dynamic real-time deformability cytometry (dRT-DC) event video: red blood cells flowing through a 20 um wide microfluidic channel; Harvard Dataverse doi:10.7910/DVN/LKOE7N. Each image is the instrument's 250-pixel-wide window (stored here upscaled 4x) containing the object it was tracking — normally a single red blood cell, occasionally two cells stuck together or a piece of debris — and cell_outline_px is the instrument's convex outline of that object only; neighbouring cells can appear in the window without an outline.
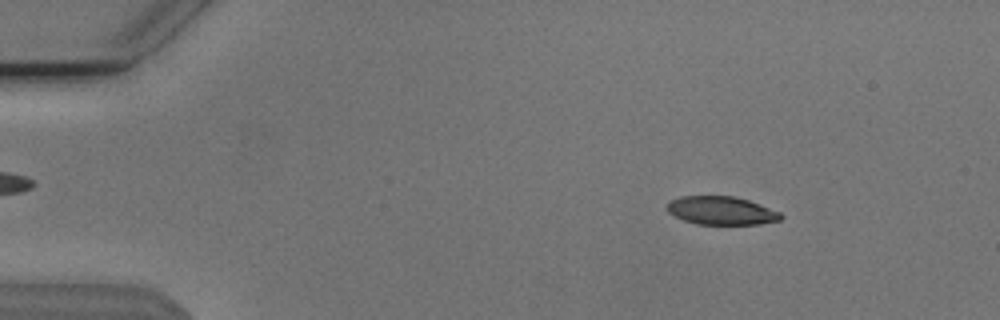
{"species": "Egyptian fruit bat (a non-hibernating species)", "species_latin": "Rousettus aegyptiacus", "temperature_condition": "cold", "stored_images_in_passage": 48, "camera_frame_rate_fps": 3000, "um_per_image_px": 0.085, "animal": {"sex": "male"}, "frame": {"image": 1, "passage_image": 2, "time_ms": 0.333, "image_size_px": [1000, 320], "cell_outline_px": [[784, 216], [780, 220], [760, 224], [696, 224], [684, 220], [668, 212], [668, 200], [680, 196], [736, 196], [760, 204], [780, 212]], "centroid_in_image_um": [61.32, 17.89], "position_along_channel_um": 23.7, "area_um2": 18.79}}
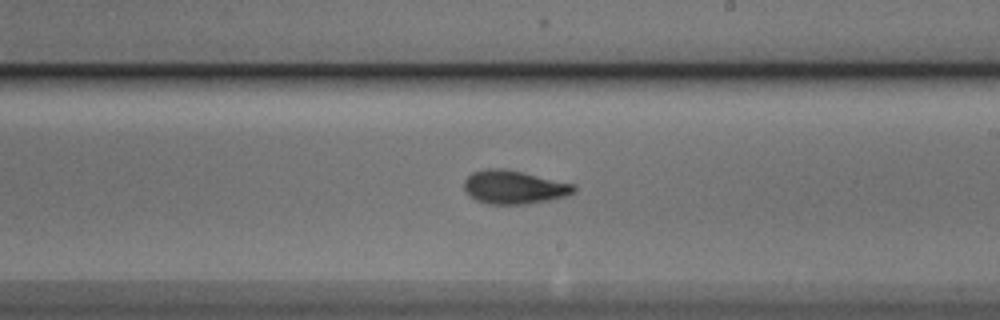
{"frame": {"image": 2, "passage_image": 26, "time_ms": 8.333, "image_size_px": [1000, 320], "cell_outline_px": [[576, 192], [564, 196], [548, 200], [524, 204], [488, 204], [476, 200], [464, 188], [464, 180], [472, 172], [484, 168], [504, 168], [576, 184]], "centroid_in_image_um": [43.7, 15.89], "position_along_channel_um": 245.3, "area_um2": 21.39}}
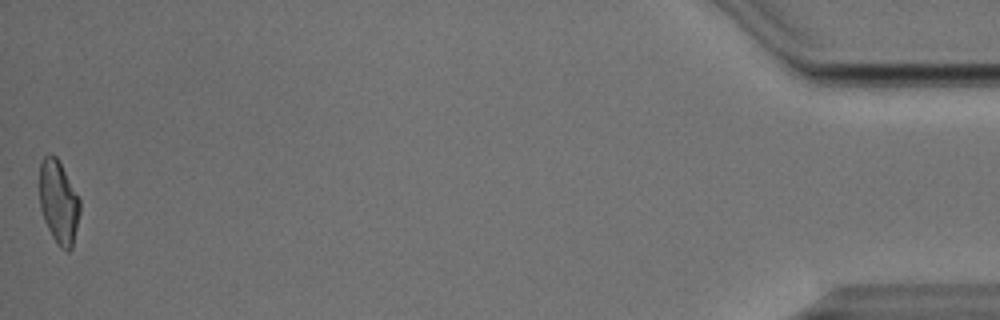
{"frame": {"image": 3, "passage_image": 48, "time_ms": 15.667, "image_size_px": [1000, 320], "cell_outline_px": [[80, 212], [72, 248], [68, 252], [60, 248], [56, 244], [44, 220], [40, 208], [40, 164], [44, 156], [48, 152], [56, 156], [80, 200]], "centroid_in_image_um": [4.98, 17.2], "position_along_channel_um": 430.2, "area_um2": 19.54}, "authors_computed_cell_mechanics": {"area_um2": 20.4901, "velocity_mm_per_s": 3.8116, "shape_relaxation_time_tau1_ms": 3.3356, "shape_relaxation_time_tau2_ms": 2.03, "deformation_change_tau1": 0.1809, "deformation_change_tau2": 0.0924}}